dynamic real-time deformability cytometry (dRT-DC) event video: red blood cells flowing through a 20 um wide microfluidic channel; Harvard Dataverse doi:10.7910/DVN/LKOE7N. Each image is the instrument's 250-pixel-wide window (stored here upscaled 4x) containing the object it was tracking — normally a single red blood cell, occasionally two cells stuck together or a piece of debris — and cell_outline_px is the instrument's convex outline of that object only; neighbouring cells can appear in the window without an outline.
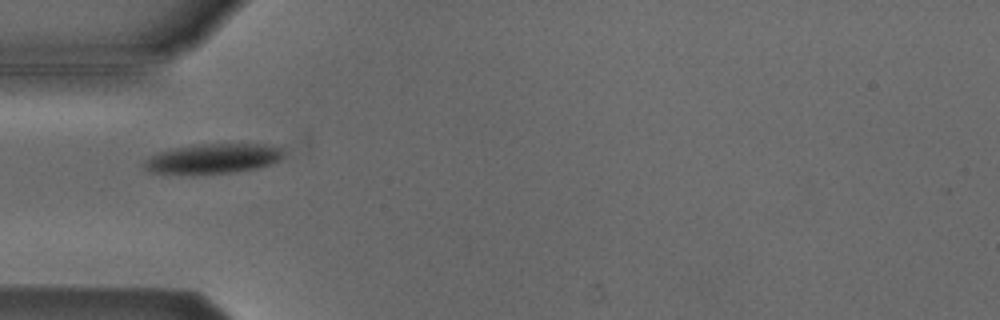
{"species": "Egyptian fruit bat (a non-hibernating species)", "species_latin": "Rousettus aegyptiacus", "temperature_condition": "cold", "stored_images_in_passage": 38, "camera_frame_rate_fps": 3000, "um_per_image_px": 0.085, "animal": {"sex": "male"}, "frame": {"image": 1, "passage_image": 1, "time_ms": 0.0, "image_size_px": [1000, 320], "cell_outline_px": [[280, 156], [276, 160], [268, 164], [256, 168], [232, 172], [192, 176], [152, 172], [144, 168], [144, 160], [160, 152], [172, 148], [192, 144], [276, 144], [280, 148]], "centroid_in_image_um": [18.01, 13.5], "position_along_channel_um": 67.0, "area_um2": 24.45}}
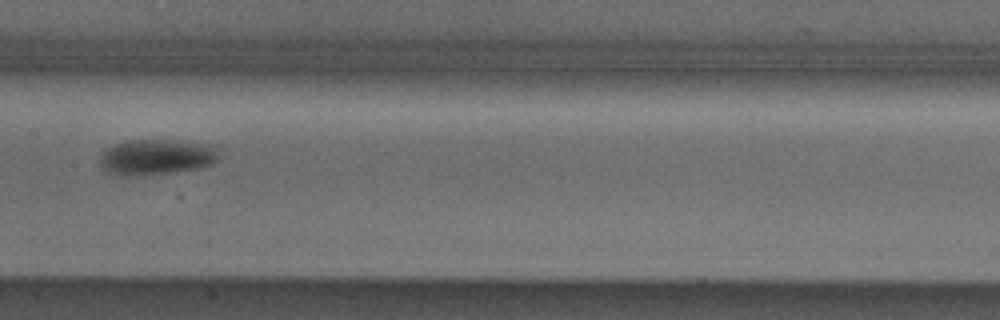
{"frame": {"image": 2, "passage_image": 11, "time_ms": 3.333, "image_size_px": [1000, 320], "cell_outline_px": [[220, 148], [216, 160], [212, 164], [200, 168], [176, 172], [128, 176], [120, 176], [104, 172], [100, 164], [100, 156], [108, 148], [116, 144], [128, 140], [172, 140], [212, 144]], "centroid_in_image_um": [13.32, 13.35], "position_along_channel_um": 194.1, "area_um2": 24.97}}
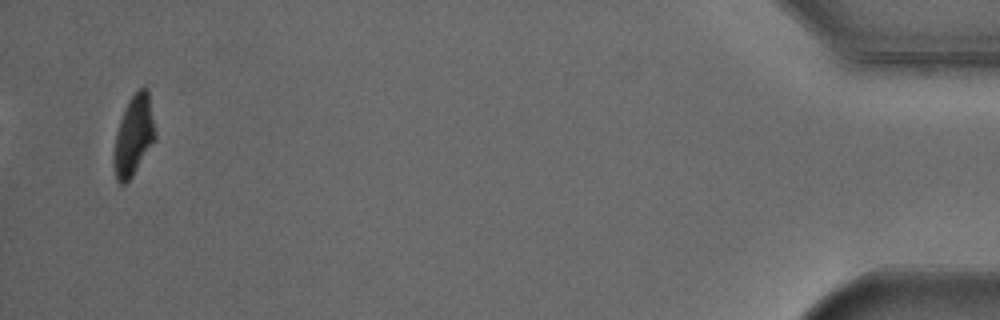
{"frame": {"image": 3, "passage_image": 36, "time_ms": 11.667, "image_size_px": [1000, 320], "cell_outline_px": [[156, 140], [132, 176], [124, 184], [120, 184], [116, 180], [112, 164], [112, 152], [116, 132], [124, 108], [128, 100], [144, 84], [148, 88], [156, 132]], "centroid_in_image_um": [11.35, 11.53], "position_along_channel_um": 423.8, "area_um2": 19.83}, "authors_computed_cell_mechanics": {"area_um2": 22.2819, "velocity_mm_per_s": 3.8315, "shape_relaxation_time_tau1_ms": 2.6246, "shape_relaxation_time_tau2_ms": null, "deformation_change_tau1": 0.1017, "deformation_change_tau2": null}}